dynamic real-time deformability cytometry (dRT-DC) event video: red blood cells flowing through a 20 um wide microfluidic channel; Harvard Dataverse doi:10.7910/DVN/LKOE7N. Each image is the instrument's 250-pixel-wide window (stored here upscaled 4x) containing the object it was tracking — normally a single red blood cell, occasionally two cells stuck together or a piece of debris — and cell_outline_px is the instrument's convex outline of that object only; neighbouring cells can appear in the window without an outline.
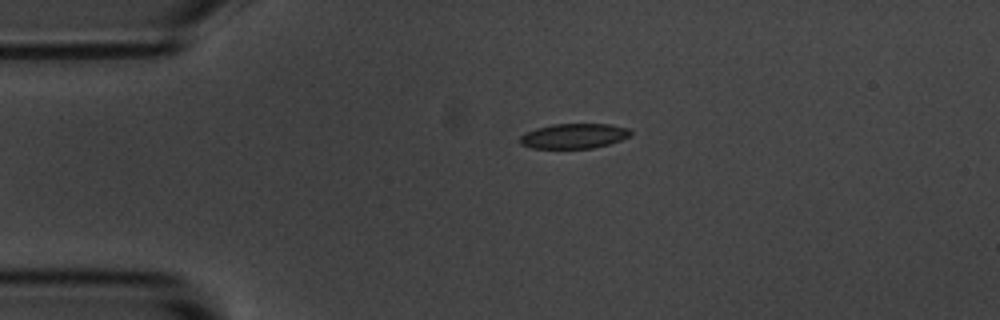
{"species": "common noctule bat (a hibernating species)", "species_latin": "Nyctalus noctula", "temperature_condition": "room temperature", "stored_images_in_passage": 4, "camera_frame_rate_fps": 3000, "um_per_image_px": 0.085, "animal": {"sex": "male", "body_mass_g": 20.1, "forearm_length_mm": 53.5}, "frame": {"image": 1, "passage_image": 4, "time_ms": 4.667, "image_size_px": [1000, 320], "cell_outline_px": [[632, 136], [608, 144], [592, 148], [532, 148], [520, 144], [520, 136], [536, 128], [552, 124], [608, 124], [628, 128], [632, 132]], "centroid_in_image_um": [48.8, 11.56], "position_along_channel_um": 36.2, "area_um2": 16.01}}